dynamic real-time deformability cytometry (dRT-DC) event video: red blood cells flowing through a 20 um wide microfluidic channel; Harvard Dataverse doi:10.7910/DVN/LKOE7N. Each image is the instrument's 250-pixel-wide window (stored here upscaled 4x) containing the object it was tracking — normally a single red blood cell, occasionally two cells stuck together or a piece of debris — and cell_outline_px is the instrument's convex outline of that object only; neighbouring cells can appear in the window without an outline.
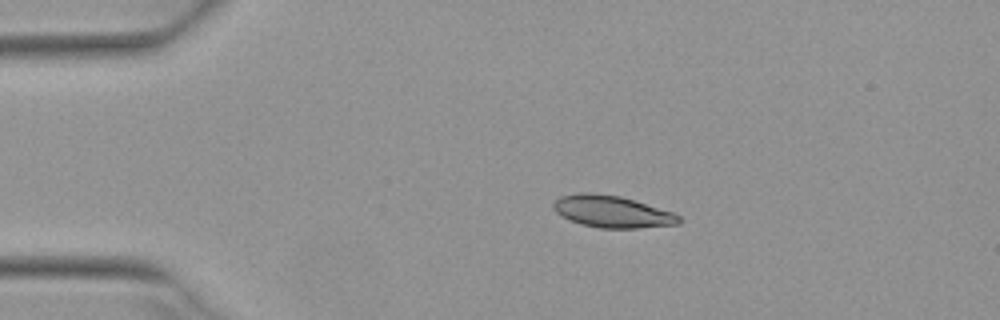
{"species": "Egyptian fruit bat (a non-hibernating species)", "species_latin": "Rousettus aegyptiacus", "temperature_condition": "warm", "stored_images_in_passage": 5, "camera_frame_rate_fps": 3000, "um_per_image_px": 0.085, "animal": {"sex": "female"}, "frame": {"image": 1, "passage_image": 3, "time_ms": 0.667, "image_size_px": [1000, 320], "cell_outline_px": [[680, 224], [636, 228], [600, 228], [580, 224], [556, 212], [552, 208], [552, 204], [560, 196], [580, 192], [592, 192], [620, 196], [672, 212], [680, 216]], "centroid_in_image_um": [52.01, 17.98], "position_along_channel_um": 33.0, "area_um2": 23.18}}
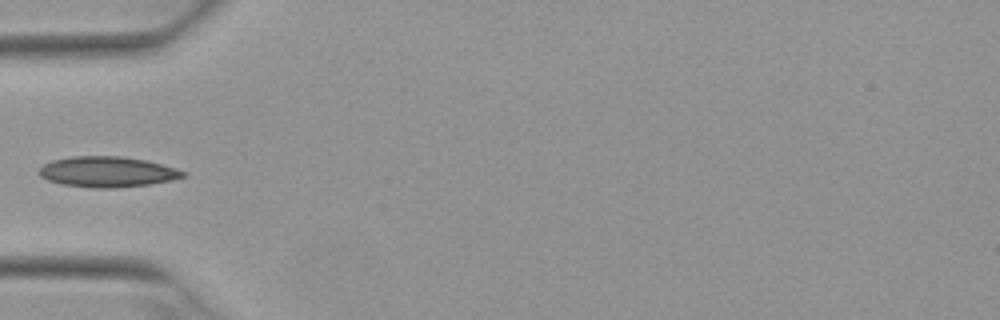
{"frame": {"image": 2, "passage_image": 5, "time_ms": 1.333, "image_size_px": [1000, 320], "cell_outline_px": [[188, 176], [172, 180], [148, 184], [116, 188], [92, 188], [64, 184], [48, 180], [40, 176], [36, 172], [44, 164], [52, 160], [72, 156], [120, 156], [148, 160], [176, 168], [188, 172]], "centroid_in_image_um": [9.16, 14.6], "position_along_channel_um": 75.8, "area_um2": 25.84}}